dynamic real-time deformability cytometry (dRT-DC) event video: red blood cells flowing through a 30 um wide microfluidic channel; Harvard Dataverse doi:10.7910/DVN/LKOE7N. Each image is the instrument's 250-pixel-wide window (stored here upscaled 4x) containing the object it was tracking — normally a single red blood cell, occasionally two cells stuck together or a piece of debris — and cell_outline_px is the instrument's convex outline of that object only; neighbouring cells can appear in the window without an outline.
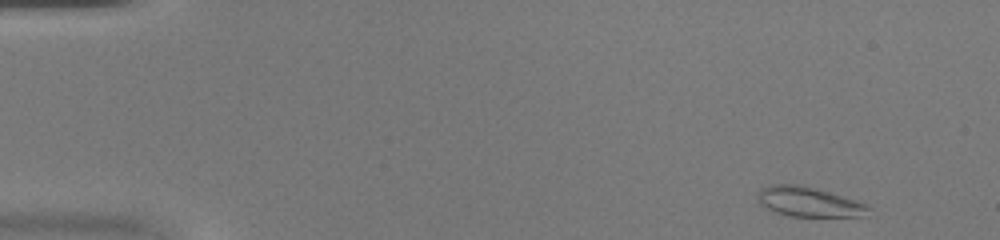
{"species": "common noctule bat (a hibernating species)", "species_latin": "Nyctalus noctula", "temperature_condition": "warm", "stored_images_in_passage": 43, "camera_frame_rate_fps": 3000, "um_per_image_px": 0.085, "animal": {"sex": "female", "body_mass_g": 20.0, "forearm_length_mm": 54.0}, "frame": {"image": 1, "passage_image": 1, "time_ms": 0.0, "image_size_px": [1000, 240], "cell_outline_px": [[872, 208], [864, 216], [788, 216], [776, 212], [760, 204], [756, 196], [760, 188], [772, 184], [800, 184], [816, 188], [856, 200]], "centroid_in_image_um": [68.72, 17.14], "position_along_channel_um": 16.3, "area_um2": 19.19}}
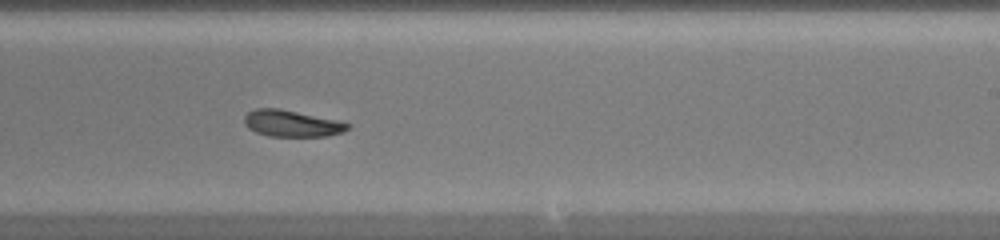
{"frame": {"image": 2, "passage_image": 26, "time_ms": 8.333, "image_size_px": [1000, 240], "cell_outline_px": [[352, 124], [348, 128], [340, 132], [328, 136], [268, 136], [256, 132], [248, 128], [244, 124], [244, 116], [248, 112], [256, 108], [280, 108], [336, 120]], "centroid_in_image_um": [24.76, 10.49], "position_along_channel_um": 264.2, "area_um2": 15.9}}
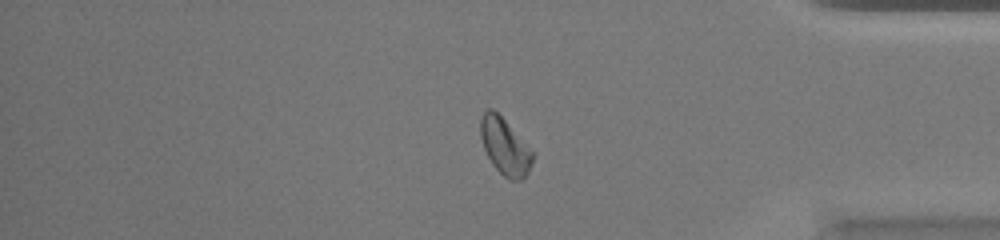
{"frame": {"image": 3, "passage_image": 36, "time_ms": 11.667, "image_size_px": [1000, 240], "cell_outline_px": [[532, 160], [528, 172], [520, 180], [512, 180], [504, 176], [492, 164], [484, 148], [480, 136], [480, 120], [484, 112], [488, 108], [492, 108], [504, 120], [532, 152]], "centroid_in_image_um": [42.87, 12.45], "position_along_channel_um": 392.3, "area_um2": 16.47}}